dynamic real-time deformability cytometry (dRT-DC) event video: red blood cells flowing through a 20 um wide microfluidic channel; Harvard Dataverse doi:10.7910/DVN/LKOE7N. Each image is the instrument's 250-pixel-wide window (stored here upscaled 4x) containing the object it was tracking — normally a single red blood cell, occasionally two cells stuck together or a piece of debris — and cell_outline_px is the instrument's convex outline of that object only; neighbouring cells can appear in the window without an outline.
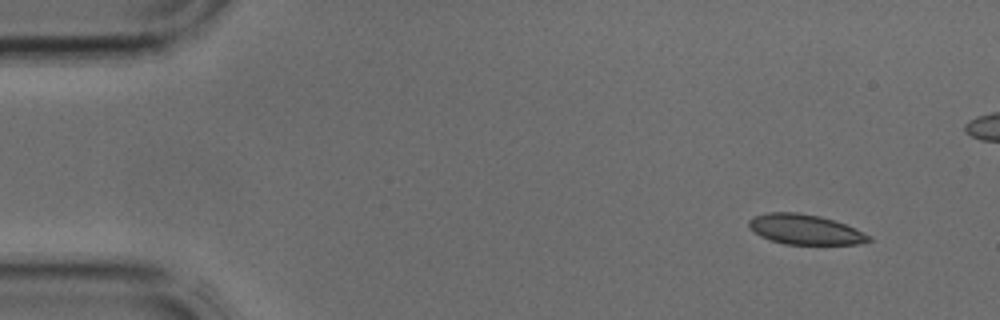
{"species": "common noctule bat (a hibernating species)", "species_latin": "Nyctalus noctula", "temperature_condition": "cold", "stored_images_in_passage": 4, "camera_frame_rate_fps": 3000, "um_per_image_px": 0.085, "animal": {"sex": "male", "body_mass_g": 17.9, "forearm_length_mm": 54.2}, "frame": {"image": 1, "passage_image": 1, "time_ms": 0.0, "image_size_px": [1000, 320], "cell_outline_px": [[872, 240], [860, 244], [784, 244], [760, 236], [748, 224], [748, 220], [752, 216], [768, 212], [796, 212], [820, 216], [844, 224], [872, 236]], "centroid_in_image_um": [68.43, 19.5], "position_along_channel_um": 16.6, "area_um2": 20.81}}